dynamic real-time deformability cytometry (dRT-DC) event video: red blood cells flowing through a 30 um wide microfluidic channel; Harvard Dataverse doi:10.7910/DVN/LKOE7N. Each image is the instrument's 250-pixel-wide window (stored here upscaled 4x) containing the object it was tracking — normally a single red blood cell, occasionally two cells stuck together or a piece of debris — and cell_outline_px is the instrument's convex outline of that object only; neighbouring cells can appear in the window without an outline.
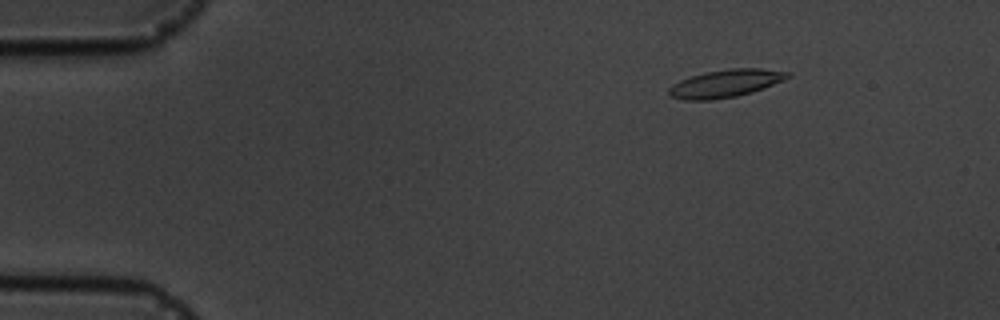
{"species": "common noctule bat (a hibernating species)", "species_latin": "Nyctalus noctula", "temperature_condition": "cold", "stored_images_in_passage": 12, "camera_frame_rate_fps": 3000, "um_per_image_px": 0.085, "animal": {"sex": "male", "body_mass_g": 19.5, "forearm_length_mm": 54.6}, "frame": {"image": 1, "passage_image": 1, "time_ms": 0.0, "image_size_px": [1000, 320], "cell_outline_px": [[792, 76], [784, 80], [764, 88], [752, 92], [736, 96], [712, 100], [684, 100], [668, 96], [668, 88], [672, 84], [680, 80], [704, 72], [728, 68], [760, 68], [792, 72]], "centroid_in_image_um": [61.68, 7.09], "position_along_channel_um": 23.3, "area_um2": 19.42}}
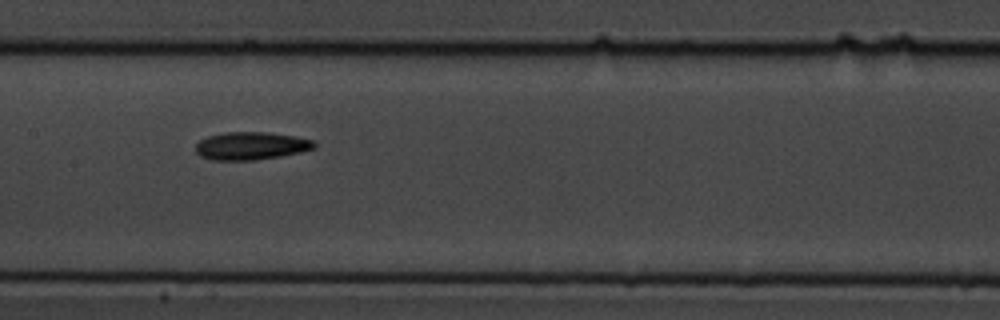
{"frame": {"image": 2, "passage_image": 7, "time_ms": 6.667, "image_size_px": [1000, 320], "cell_outline_px": [[316, 148], [300, 152], [280, 156], [256, 160], [212, 160], [200, 156], [196, 152], [196, 144], [200, 140], [208, 136], [224, 132], [268, 132], [296, 136], [316, 140]], "centroid_in_image_um": [21.37, 12.39], "position_along_channel_um": 186.0, "area_um2": 19.42}}
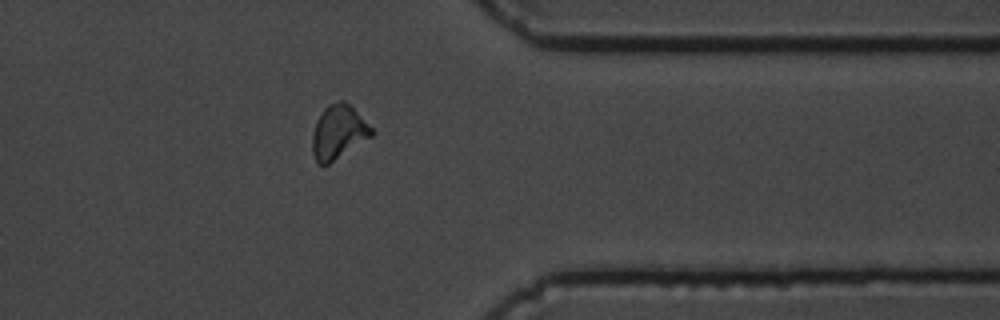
{"frame": {"image": 3, "passage_image": 12, "time_ms": 12.333, "image_size_px": [1000, 320], "cell_outline_px": [[372, 136], [328, 164], [320, 164], [316, 160], [312, 152], [312, 136], [316, 120], [324, 108], [328, 104], [340, 100], [344, 100], [372, 128]], "centroid_in_image_um": [28.73, 11.22], "position_along_channel_um": 382.7, "area_um2": 18.21}, "authors_computed_cell_mechanics": {"area_um2": 18.7561, "velocity_mm_per_s": 3.6334, "shape_relaxation_time_tau1_ms": 2.0777, "shape_relaxation_time_tau2_ms": 6.4322, "deformation_change_tau1": 0.0775, "deformation_change_tau2": 0.1208}}